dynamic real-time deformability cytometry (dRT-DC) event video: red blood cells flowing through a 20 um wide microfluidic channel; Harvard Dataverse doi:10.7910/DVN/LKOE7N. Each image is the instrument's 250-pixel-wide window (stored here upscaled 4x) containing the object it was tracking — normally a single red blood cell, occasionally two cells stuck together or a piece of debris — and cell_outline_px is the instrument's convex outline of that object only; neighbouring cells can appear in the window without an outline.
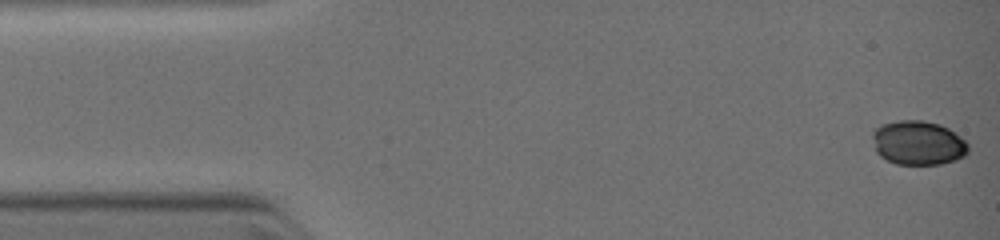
{"species": "common noctule bat (a hibernating species)", "species_latin": "Nyctalus noctula", "temperature_condition": "warm", "stored_images_in_passage": 7, "camera_frame_rate_fps": 3000, "um_per_image_px": 0.085, "animal": {"sex": "female", "body_mass_g": 19.0, "forearm_length_mm": 51.5}, "frame": {"image": 1, "passage_image": 1, "time_ms": 0.0, "image_size_px": [1000, 240], "cell_outline_px": [[968, 152], [964, 156], [956, 160], [940, 164], [896, 164], [880, 156], [876, 152], [872, 136], [876, 128], [884, 124], [900, 120], [920, 120], [940, 124], [948, 128], [964, 140], [968, 144]], "centroid_in_image_um": [78.05, 12.15], "position_along_channel_um": 7.0, "area_um2": 24.51}}
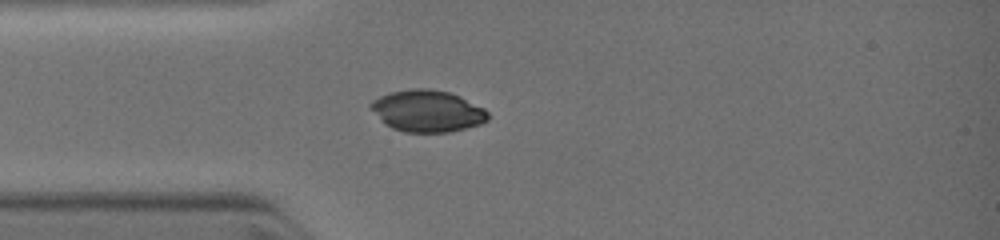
{"frame": {"image": 2, "passage_image": 5, "time_ms": 3.0, "image_size_px": [1000, 240], "cell_outline_px": [[488, 120], [480, 124], [448, 132], [404, 132], [392, 128], [384, 124], [380, 120], [368, 104], [372, 100], [380, 96], [392, 92], [412, 88], [428, 88], [448, 92], [460, 96], [484, 108], [488, 112]], "centroid_in_image_um": [36.31, 9.43], "position_along_channel_um": 48.7, "area_um2": 28.44}}